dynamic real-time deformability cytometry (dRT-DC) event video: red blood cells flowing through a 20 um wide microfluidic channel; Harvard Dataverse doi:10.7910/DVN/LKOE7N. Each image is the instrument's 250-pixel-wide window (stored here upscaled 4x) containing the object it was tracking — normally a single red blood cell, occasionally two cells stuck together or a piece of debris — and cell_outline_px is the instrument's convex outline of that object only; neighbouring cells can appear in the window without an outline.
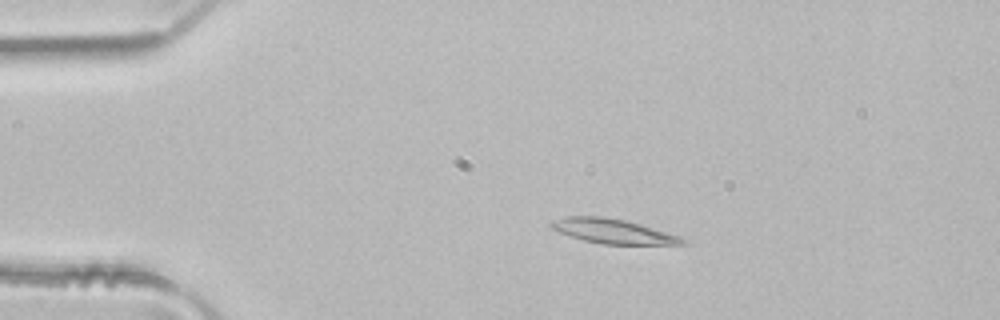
{"species": "common noctule bat (a hibernating species)", "species_latin": "Nyctalus noctula", "temperature_condition": "room temperature", "stored_images_in_passage": 4, "camera_frame_rate_fps": 3000, "um_per_image_px": 0.085, "animal": {"sex": "male", "body_mass_g": 21.5, "forearm_length_mm": 52.0}, "frame": {"image": 1, "passage_image": 3, "time_ms": 0.667, "image_size_px": [1000, 320], "cell_outline_px": [[688, 244], [604, 244], [584, 240], [560, 232], [552, 228], [548, 224], [552, 220], [564, 216], [600, 216], [624, 220], [640, 224], [680, 236], [688, 240]], "centroid_in_image_um": [52.11, 19.65], "position_along_channel_um": 32.9, "area_um2": 18.61}}